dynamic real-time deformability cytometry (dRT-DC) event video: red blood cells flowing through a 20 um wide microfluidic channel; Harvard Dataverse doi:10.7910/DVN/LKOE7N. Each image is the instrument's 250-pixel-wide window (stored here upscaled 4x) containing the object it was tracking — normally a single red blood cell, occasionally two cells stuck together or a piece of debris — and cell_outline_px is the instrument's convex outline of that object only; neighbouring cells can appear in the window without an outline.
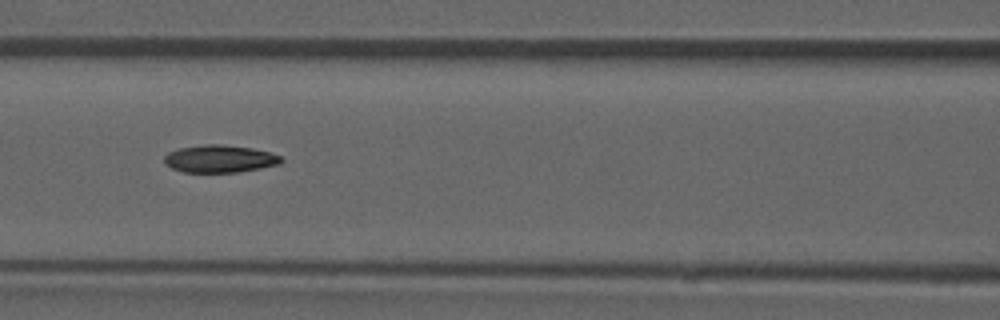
{"species": "common noctule bat (a hibernating species)", "species_latin": "Nyctalus noctula", "temperature_condition": "room temperature", "stored_images_in_passage": 51, "camera_frame_rate_fps": 3000, "um_per_image_px": 0.085, "animal": {"sex": "male", "forearm_length_mm": 52.5}, "frame": {"image": 1, "passage_image": 22, "time_ms": 7.0, "image_size_px": [1000, 320], "cell_outline_px": [[284, 160], [280, 164], [260, 168], [236, 172], [184, 172], [172, 168], [164, 164], [164, 156], [168, 152], [180, 148], [204, 144], [220, 144], [252, 148], [268, 152], [280, 156]], "centroid_in_image_um": [18.65, 13.49], "position_along_channel_um": 147.9, "area_um2": 18.67}, "authors_computed_cell_mechanics": {"area_um2": 19.074, "velocity_mm_per_s": 3.9012, "shape_relaxation_time_tau1_ms": null, "shape_relaxation_time_tau2_ms": 9.1878, "deformation_change_tau1": null, "deformation_change_tau2": 0.1708}}